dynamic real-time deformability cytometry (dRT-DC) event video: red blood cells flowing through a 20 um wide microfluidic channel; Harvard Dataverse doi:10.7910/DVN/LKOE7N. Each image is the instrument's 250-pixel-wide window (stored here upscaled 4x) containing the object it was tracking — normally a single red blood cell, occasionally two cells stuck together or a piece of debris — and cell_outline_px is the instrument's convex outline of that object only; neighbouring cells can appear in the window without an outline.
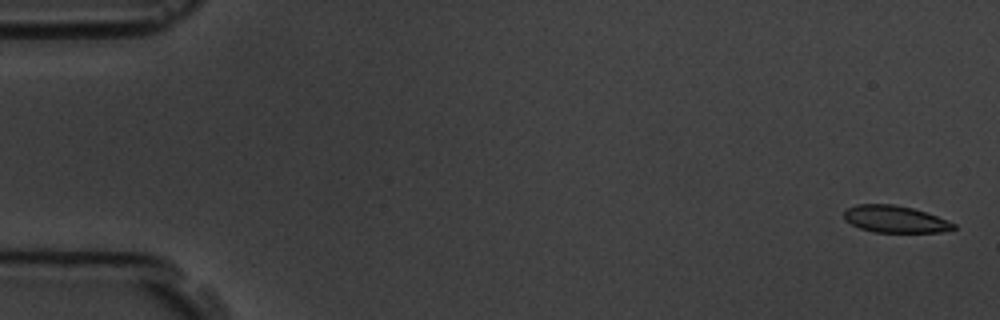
{"species": "common noctule bat (a hibernating species)", "species_latin": "Nyctalus noctula", "temperature_condition": "room temperature", "stored_images_in_passage": 8, "camera_frame_rate_fps": 3000, "um_per_image_px": 0.085, "animal": {"sex": "male", "body_mass_g": 19.5, "forearm_length_mm": 54.6}, "frame": {"image": 1, "passage_image": 1, "time_ms": 0.0, "image_size_px": [1000, 320], "cell_outline_px": [[956, 228], [940, 232], [872, 232], [860, 228], [844, 220], [844, 212], [848, 208], [856, 204], [892, 204], [912, 208], [936, 216], [956, 224]], "centroid_in_image_um": [76.05, 18.63], "position_along_channel_um": 9.0, "area_um2": 17.05}}
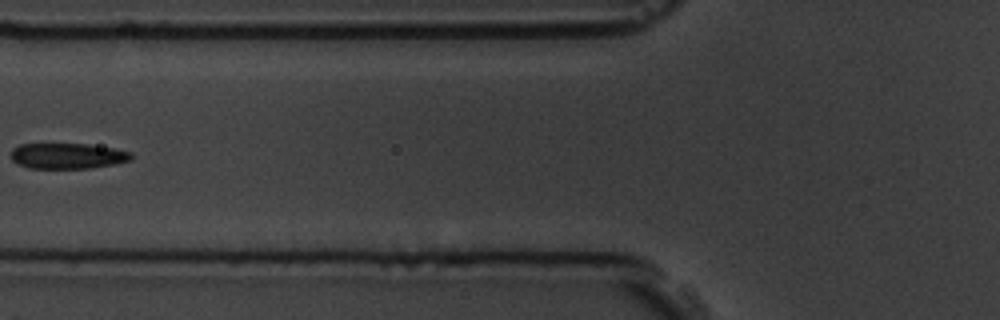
{"frame": {"image": 2, "passage_image": 7, "time_ms": 7.0, "image_size_px": [1000, 320], "cell_outline_px": [[132, 156], [128, 160], [112, 164], [88, 168], [28, 168], [16, 164], [12, 160], [12, 148], [20, 144], [88, 144], [112, 148], [132, 152]], "centroid_in_image_um": [5.68, 13.25], "position_along_channel_um": 120.1, "area_um2": 17.8}}
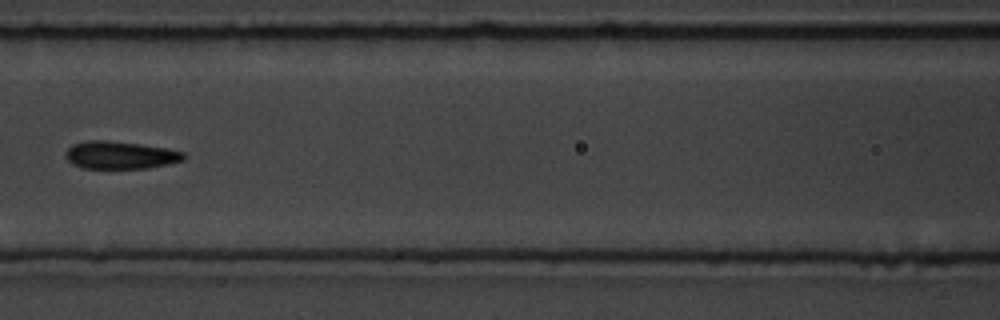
{"frame": {"image": 3, "passage_image": 8, "time_ms": 8.0, "image_size_px": [1000, 320], "cell_outline_px": [[184, 160], [168, 164], [148, 168], [84, 168], [72, 164], [68, 160], [68, 148], [72, 144], [88, 140], [104, 140], [140, 144], [168, 148], [184, 152]], "centroid_in_image_um": [10.25, 13.18], "position_along_channel_um": 156.3, "area_um2": 18.84}}